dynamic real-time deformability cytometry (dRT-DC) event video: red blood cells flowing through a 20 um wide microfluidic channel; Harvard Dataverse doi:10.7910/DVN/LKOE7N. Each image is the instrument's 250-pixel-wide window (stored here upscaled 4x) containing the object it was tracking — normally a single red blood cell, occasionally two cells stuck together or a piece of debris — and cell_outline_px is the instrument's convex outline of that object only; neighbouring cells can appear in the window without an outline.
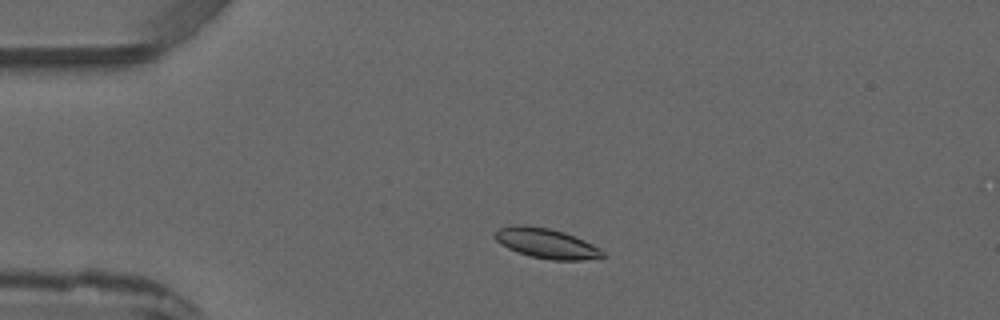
{"species": "common noctule bat (a hibernating species)", "species_latin": "Nyctalus noctula", "temperature_condition": "warm", "stored_images_in_passage": 2, "camera_frame_rate_fps": 3000, "um_per_image_px": 0.085, "animal": {"sex": "male", "forearm_length_mm": 52.5}, "frame": {"image": 1, "passage_image": 1, "time_ms": 0.0, "image_size_px": [1000, 320], "cell_outline_px": [[604, 256], [584, 260], [552, 260], [532, 256], [508, 248], [500, 244], [492, 236], [500, 228], [512, 224], [524, 224], [548, 228], [564, 232], [584, 240], [592, 244], [604, 252]], "centroid_in_image_um": [46.4, 20.66], "position_along_channel_um": 38.6, "area_um2": 18.67}}